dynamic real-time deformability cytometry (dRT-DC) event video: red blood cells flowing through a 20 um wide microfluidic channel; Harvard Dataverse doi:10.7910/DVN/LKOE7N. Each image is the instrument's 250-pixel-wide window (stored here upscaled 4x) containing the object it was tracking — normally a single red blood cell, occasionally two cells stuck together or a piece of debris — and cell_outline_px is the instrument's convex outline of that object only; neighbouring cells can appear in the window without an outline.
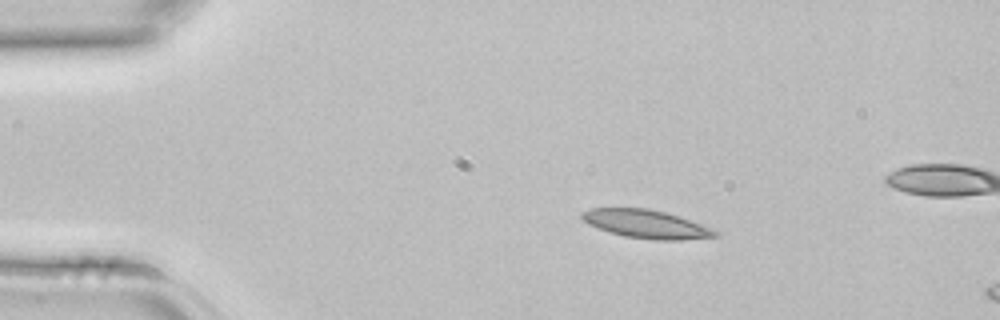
{"species": "common noctule bat (a hibernating species)", "species_latin": "Nyctalus noctula", "temperature_condition": "room temperature", "stored_images_in_passage": 3, "camera_frame_rate_fps": 3000, "um_per_image_px": 0.085, "animal": {"sex": "female", "body_mass_g": 22.7, "forearm_length_mm": 54.2}, "frame": {"image": 1, "passage_image": 1, "time_ms": 0.0, "image_size_px": [1000, 320], "cell_outline_px": [[720, 232], [716, 236], [684, 240], [656, 240], [624, 236], [588, 224], [580, 216], [580, 212], [588, 208], [648, 208], [664, 212], [712, 228]], "centroid_in_image_um": [54.9, 19.04], "position_along_channel_um": 30.1, "area_um2": 21.73}}